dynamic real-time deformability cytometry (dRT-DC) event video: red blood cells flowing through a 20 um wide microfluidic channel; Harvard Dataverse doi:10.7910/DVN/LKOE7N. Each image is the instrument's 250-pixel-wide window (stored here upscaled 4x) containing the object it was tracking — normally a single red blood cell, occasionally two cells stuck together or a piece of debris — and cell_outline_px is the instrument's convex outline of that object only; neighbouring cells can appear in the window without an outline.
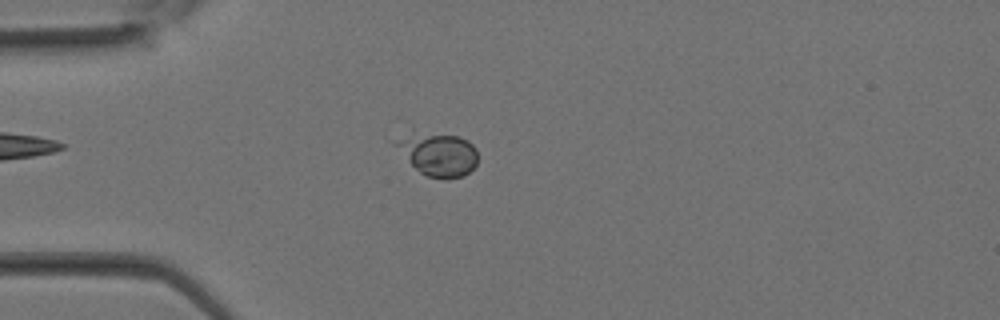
{"species": "Egyptian fruit bat (a non-hibernating species)", "species_latin": "Rousettus aegyptiacus", "temperature_condition": "room temperature", "stored_images_in_passage": 33, "camera_frame_rate_fps": 3000, "um_per_image_px": 0.085, "animal": {"sex": "female"}, "frame": {"image": 1, "passage_image": 9, "time_ms": 2.667, "image_size_px": [1000, 320], "cell_outline_px": [[476, 164], [464, 176], [444, 180], [428, 176], [420, 172], [388, 140], [412, 128], [456, 136], [468, 140], [476, 148]], "centroid_in_image_um": [37.11, 13.02], "position_along_channel_um": 47.9, "area_um2": 21.68}}
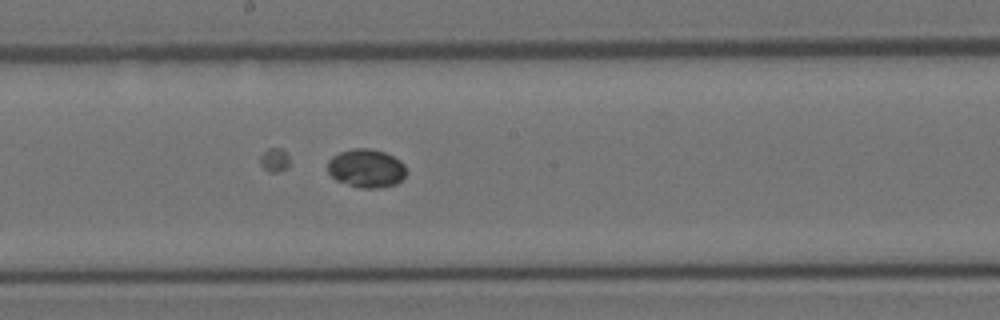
{"frame": {"image": 2, "passage_image": 18, "time_ms": 5.667, "image_size_px": [1000, 320], "cell_outline_px": [[408, 172], [396, 184], [380, 188], [364, 188], [348, 184], [336, 180], [328, 172], [328, 160], [332, 156], [340, 152], [352, 148], [368, 148], [384, 152], [400, 160], [404, 164]], "centroid_in_image_um": [31.14, 14.3], "position_along_channel_um": 217.1, "area_um2": 17.63}}
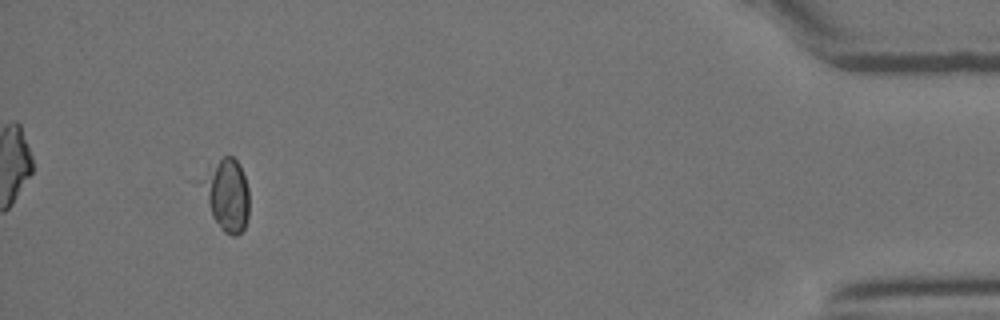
{"frame": {"image": 3, "passage_image": 31, "time_ms": 10.0, "image_size_px": [1000, 320], "cell_outline_px": [[248, 216], [244, 228], [236, 236], [232, 236], [224, 232], [220, 228], [212, 216], [196, 180], [208, 164], [224, 156], [232, 156], [240, 164], [248, 188]], "centroid_in_image_um": [19.19, 16.49], "position_along_channel_um": 416.0, "area_um2": 20.69}}